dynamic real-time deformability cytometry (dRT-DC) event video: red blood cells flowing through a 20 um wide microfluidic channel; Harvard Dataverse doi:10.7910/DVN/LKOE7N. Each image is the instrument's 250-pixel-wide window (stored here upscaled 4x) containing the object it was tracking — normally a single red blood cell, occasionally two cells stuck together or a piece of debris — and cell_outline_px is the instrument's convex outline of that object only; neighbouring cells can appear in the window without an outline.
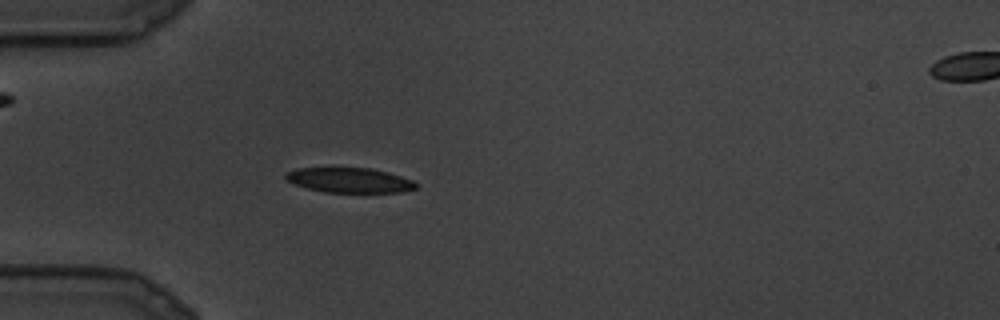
{"species": "common noctule bat (a hibernating species)", "species_latin": "Nyctalus noctula", "temperature_condition": "cold", "stored_images_in_passage": 9, "camera_frame_rate_fps": 3000, "um_per_image_px": 0.085, "animal": {"sex": "male", "body_mass_g": 19.5, "forearm_length_mm": 54.6}, "frame": {"image": 1, "passage_image": 7, "time_ms": 2.0, "image_size_px": [1000, 320], "cell_outline_px": [[420, 184], [416, 188], [400, 192], [324, 192], [308, 188], [296, 184], [288, 180], [284, 176], [288, 172], [296, 168], [332, 164], [372, 168], [400, 176], [412, 180]], "centroid_in_image_um": [29.66, 15.25], "position_along_channel_um": 55.3, "area_um2": 19.77}}